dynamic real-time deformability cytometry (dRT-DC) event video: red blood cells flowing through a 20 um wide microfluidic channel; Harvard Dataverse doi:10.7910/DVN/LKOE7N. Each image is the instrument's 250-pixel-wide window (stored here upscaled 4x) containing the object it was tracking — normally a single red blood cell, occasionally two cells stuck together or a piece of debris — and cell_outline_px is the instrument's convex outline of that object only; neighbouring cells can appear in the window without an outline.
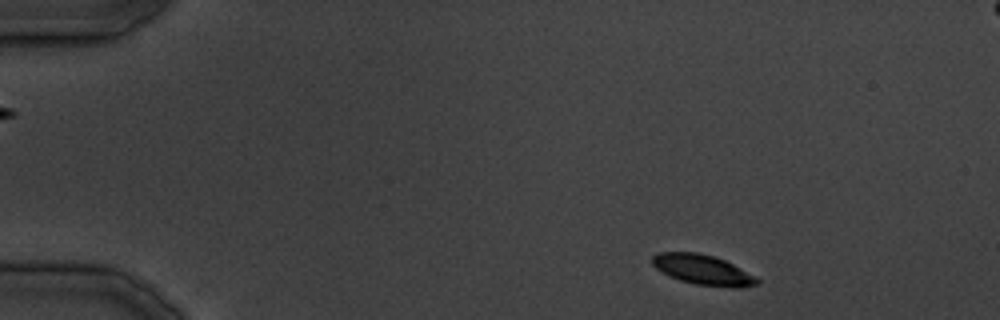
{"species": "common noctule bat (a hibernating species)", "species_latin": "Nyctalus noctula", "temperature_condition": "cold", "stored_images_in_passage": 35, "segment_of_instrument_passage": [1, 2], "camera_frame_rate_fps": 3000, "um_per_image_px": 0.085, "animal": {"sex": "male", "body_mass_g": 19.5, "forearm_length_mm": 54.6}, "frame": {"image": 1, "passage_image": 2, "time_ms": 1.0, "image_size_px": [1000, 320], "cell_outline_px": [[760, 284], [744, 288], [732, 288], [696, 284], [680, 280], [668, 276], [656, 268], [652, 264], [652, 256], [656, 252], [696, 252], [712, 256], [724, 260], [732, 264], [760, 280]], "centroid_in_image_um": [59.72, 22.94], "position_along_channel_um": 25.3, "area_um2": 18.32}}
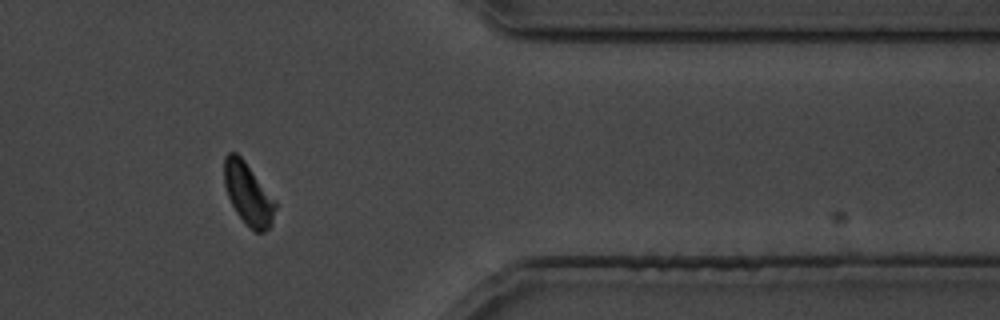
{"frame": {"image": 2, "passage_image": 28, "time_ms": 32.333, "image_size_px": [1000, 320], "cell_outline_px": [[276, 208], [272, 224], [264, 232], [256, 232], [236, 212], [228, 196], [224, 184], [224, 156], [228, 152], [236, 152], [244, 160], [276, 200]], "centroid_in_image_um": [21.1, 16.45], "position_along_channel_um": 390.3, "area_um2": 18.32}}
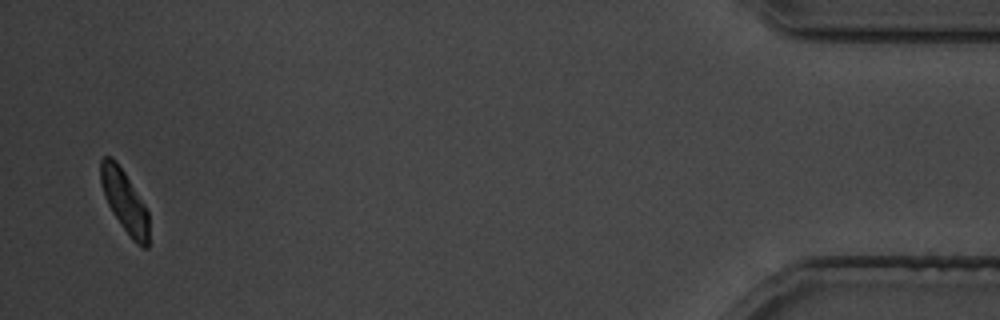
{"frame": {"image": 3, "passage_image": 33, "time_ms": 38.667, "image_size_px": [1000, 320], "cell_outline_px": [[148, 248], [144, 248], [136, 244], [132, 240], [120, 224], [112, 212], [104, 196], [100, 184], [100, 160], [104, 156], [112, 156], [116, 160], [124, 172], [144, 204], [148, 212]], "centroid_in_image_um": [10.56, 17.09], "position_along_channel_um": 424.6, "area_um2": 17.46}}